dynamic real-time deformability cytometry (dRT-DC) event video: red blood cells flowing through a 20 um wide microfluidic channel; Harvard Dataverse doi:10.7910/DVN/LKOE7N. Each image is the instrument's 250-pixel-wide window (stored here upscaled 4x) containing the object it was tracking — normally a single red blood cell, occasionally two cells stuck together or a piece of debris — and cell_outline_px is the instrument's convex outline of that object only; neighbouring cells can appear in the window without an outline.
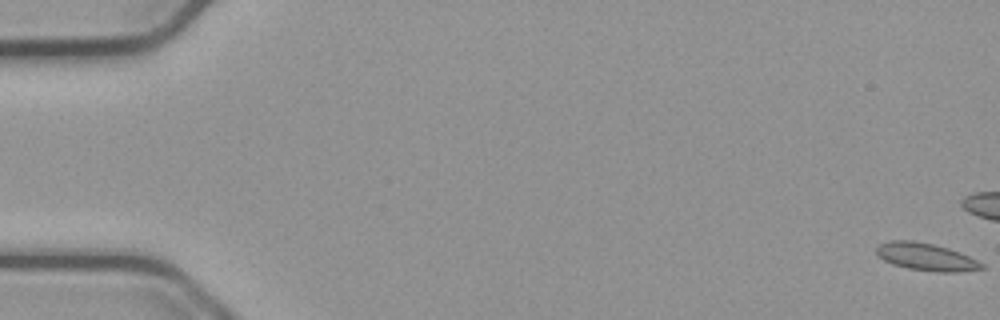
{"species": "common noctule bat (a hibernating species)", "species_latin": "Nyctalus noctula", "temperature_condition": "cold", "stored_images_in_passage": 57, "camera_frame_rate_fps": 3000, "um_per_image_px": 0.085, "animal": {"sex": "male", "body_mass_g": 23.1, "forearm_length_mm": 52.7}, "frame": {"image": 1, "passage_image": 1, "time_ms": 0.0, "image_size_px": [1000, 320], "cell_outline_px": [[984, 268], [956, 272], [936, 272], [908, 268], [892, 264], [884, 260], [876, 252], [876, 248], [880, 244], [892, 240], [912, 240], [932, 244], [948, 248], [968, 256], [984, 264]], "centroid_in_image_um": [78.7, 21.83], "position_along_channel_um": 6.3, "area_um2": 16.59}}
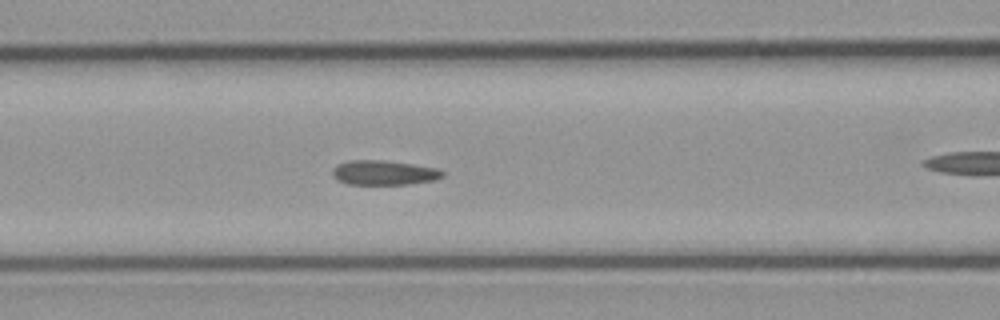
{"frame": {"image": 2, "passage_image": 24, "time_ms": 7.667, "image_size_px": [1000, 320], "cell_outline_px": [[444, 176], [436, 180], [408, 184], [348, 184], [336, 180], [332, 176], [332, 168], [336, 164], [348, 160], [384, 160], [412, 164], [436, 168], [444, 172]], "centroid_in_image_um": [32.59, 14.67], "position_along_channel_um": 134.0, "area_um2": 15.95}}
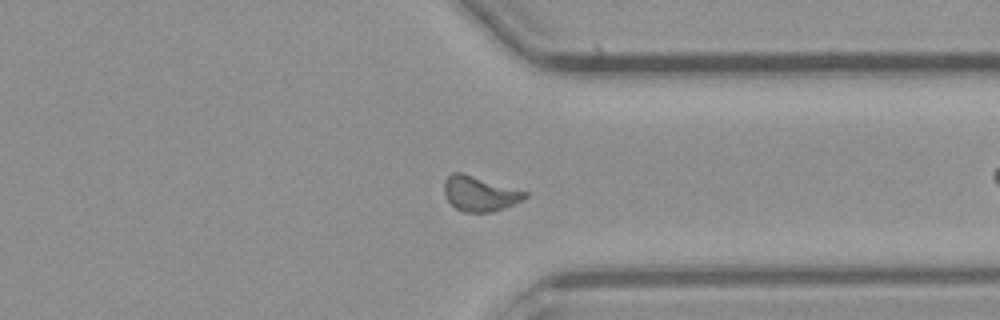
{"frame": {"image": 3, "passage_image": 43, "time_ms": 14.0, "image_size_px": [1000, 320], "cell_outline_px": [[528, 196], [504, 208], [492, 212], [464, 212], [456, 208], [448, 200], [444, 192], [444, 180], [452, 172], [460, 172], [528, 192]], "centroid_in_image_um": [40.75, 16.46], "position_along_channel_um": 370.7, "area_um2": 16.18}, "authors_computed_cell_mechanics": {"area_um2": 16.1262, "velocity_mm_per_s": 3.7529, "shape_relaxation_time_tau1_ms": null, "shape_relaxation_time_tau2_ms": 2.7143, "deformation_change_tau1": null, "deformation_change_tau2": 0.0669}}